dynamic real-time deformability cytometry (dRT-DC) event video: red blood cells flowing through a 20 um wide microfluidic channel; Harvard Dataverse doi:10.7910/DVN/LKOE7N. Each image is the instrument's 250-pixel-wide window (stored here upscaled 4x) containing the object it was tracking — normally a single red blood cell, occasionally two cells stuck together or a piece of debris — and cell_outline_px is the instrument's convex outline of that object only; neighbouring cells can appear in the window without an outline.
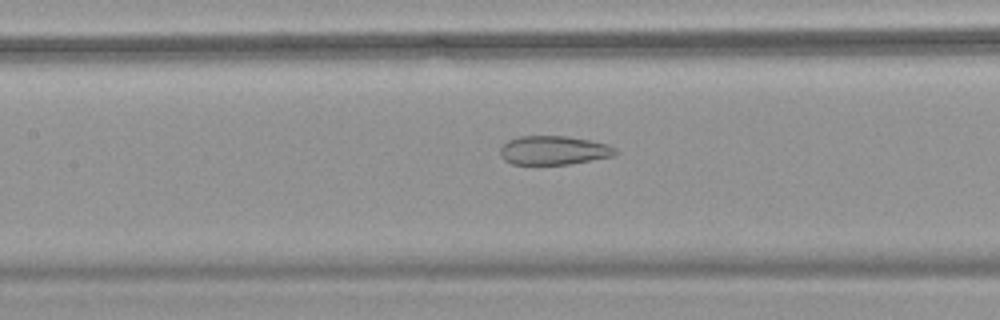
{"species": "common noctule bat (a hibernating species)", "species_latin": "Nyctalus noctula", "temperature_condition": "warm", "stored_images_in_passage": 46, "camera_frame_rate_fps": 3000, "um_per_image_px": 0.085, "animal": {"sex": "female", "body_mass_g": 18.4}, "frame": {"image": 1, "passage_image": 18, "time_ms": 5.667, "image_size_px": [1000, 320], "cell_outline_px": [[616, 156], [568, 164], [512, 164], [504, 160], [500, 156], [500, 148], [508, 140], [520, 136], [568, 136], [608, 144], [616, 148]], "centroid_in_image_um": [47.07, 12.78], "position_along_channel_um": 160.3, "area_um2": 19.42}}
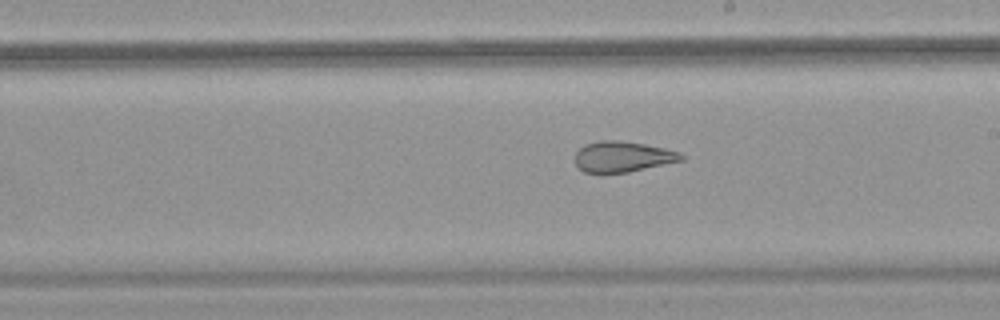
{"frame": {"image": 2, "passage_image": 24, "time_ms": 7.667, "image_size_px": [1000, 320], "cell_outline_px": [[684, 160], [628, 172], [584, 172], [576, 164], [576, 152], [584, 144], [600, 140], [616, 140], [644, 144], [664, 148], [680, 152], [684, 156]], "centroid_in_image_um": [52.94, 13.3], "position_along_channel_um": 236.1, "area_um2": 18.79}}
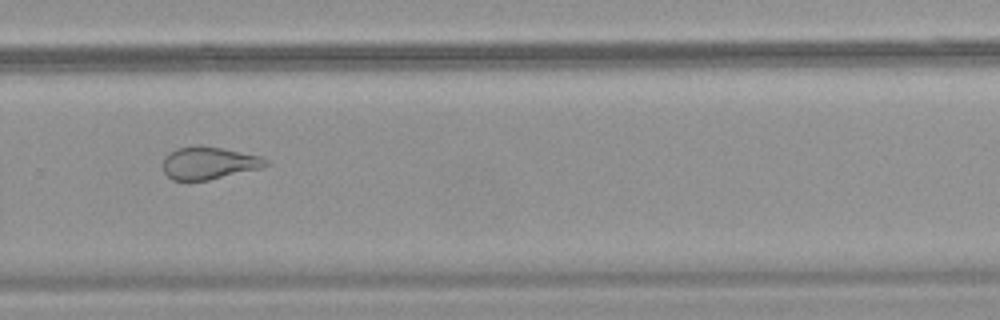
{"frame": {"image": 3, "passage_image": 30, "time_ms": 9.667, "image_size_px": [1000, 320], "cell_outline_px": [[268, 164], [260, 168], [208, 180], [172, 180], [164, 172], [164, 156], [168, 152], [176, 148], [196, 144], [200, 144], [224, 148], [260, 156], [268, 160]], "centroid_in_image_um": [17.72, 13.83], "position_along_channel_um": 312.1, "area_um2": 19.59}, "authors_computed_cell_mechanics": {"area_um2": 23.7847, "velocity_mm_per_s": 3.805, "shape_relaxation_time_tau1_ms": null, "shape_relaxation_time_tau2_ms": 1.6281, "deformation_change_tau1": null, "deformation_change_tau2": 0.0965}}